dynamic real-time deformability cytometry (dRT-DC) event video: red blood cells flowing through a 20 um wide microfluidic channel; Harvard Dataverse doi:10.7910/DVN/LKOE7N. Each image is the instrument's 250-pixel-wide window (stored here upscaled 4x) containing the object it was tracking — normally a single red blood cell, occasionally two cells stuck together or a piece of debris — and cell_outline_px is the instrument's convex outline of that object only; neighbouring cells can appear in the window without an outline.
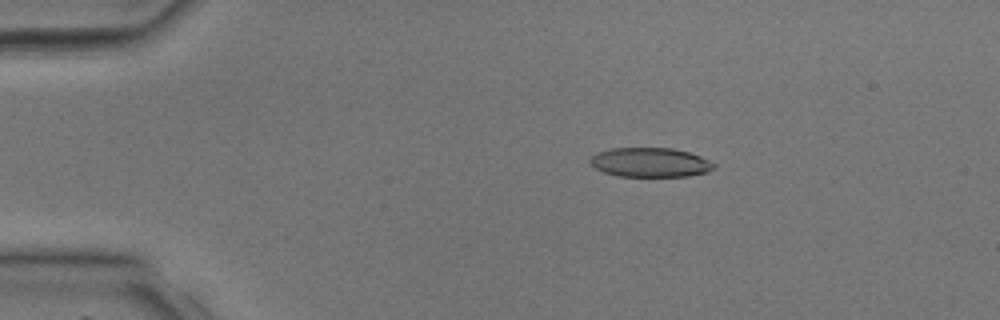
{"species": "common noctule bat (a hibernating species)", "species_latin": "Nyctalus noctula", "temperature_condition": "room temperature", "stored_images_in_passage": 35, "camera_frame_rate_fps": 3000, "um_per_image_px": 0.085, "animal": {"sex": "male", "body_mass_g": 17.9, "forearm_length_mm": 54.2}, "frame": {"image": 1, "passage_image": 4, "time_ms": 1.0, "image_size_px": [1000, 320], "cell_outline_px": [[716, 168], [708, 172], [688, 176], [616, 176], [604, 172], [596, 168], [588, 160], [596, 152], [612, 148], [672, 148], [688, 152], [700, 156], [716, 164]], "centroid_in_image_um": [55.28, 13.8], "position_along_channel_um": 29.7, "area_um2": 21.21}}
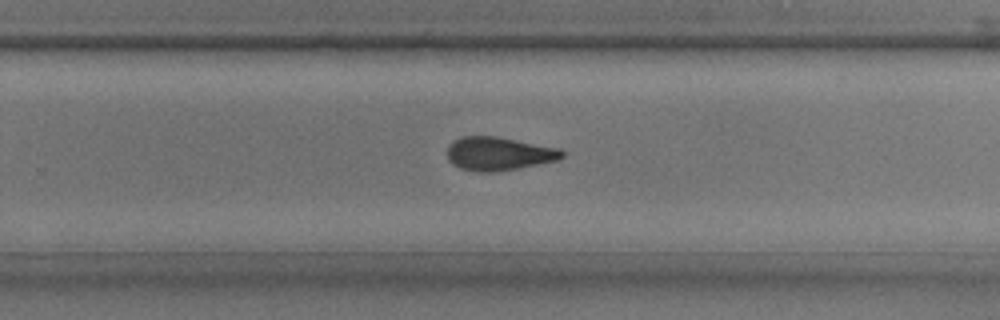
{"frame": {"image": 2, "passage_image": 22, "time_ms": 7.0, "image_size_px": [1000, 320], "cell_outline_px": [[564, 156], [556, 160], [516, 168], [492, 172], [476, 172], [460, 168], [452, 164], [448, 160], [448, 144], [452, 140], [460, 136], [496, 136], [560, 148], [564, 152]], "centroid_in_image_um": [42.34, 13.05], "position_along_channel_um": 287.5, "area_um2": 22.37}}
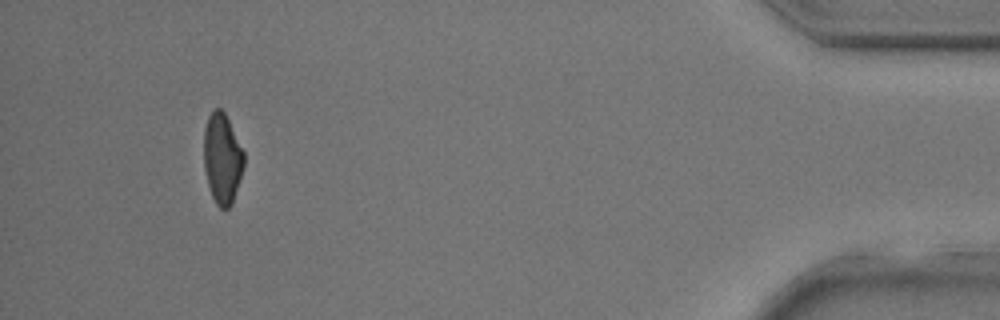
{"frame": {"image": 3, "passage_image": 33, "time_ms": 10.667, "image_size_px": [1000, 320], "cell_outline_px": [[244, 168], [232, 204], [228, 208], [220, 208], [216, 204], [212, 196], [208, 184], [204, 168], [204, 128], [208, 116], [216, 108], [220, 108], [224, 112], [244, 152]], "centroid_in_image_um": [18.89, 13.49], "position_along_channel_um": 416.3, "area_um2": 21.04}}